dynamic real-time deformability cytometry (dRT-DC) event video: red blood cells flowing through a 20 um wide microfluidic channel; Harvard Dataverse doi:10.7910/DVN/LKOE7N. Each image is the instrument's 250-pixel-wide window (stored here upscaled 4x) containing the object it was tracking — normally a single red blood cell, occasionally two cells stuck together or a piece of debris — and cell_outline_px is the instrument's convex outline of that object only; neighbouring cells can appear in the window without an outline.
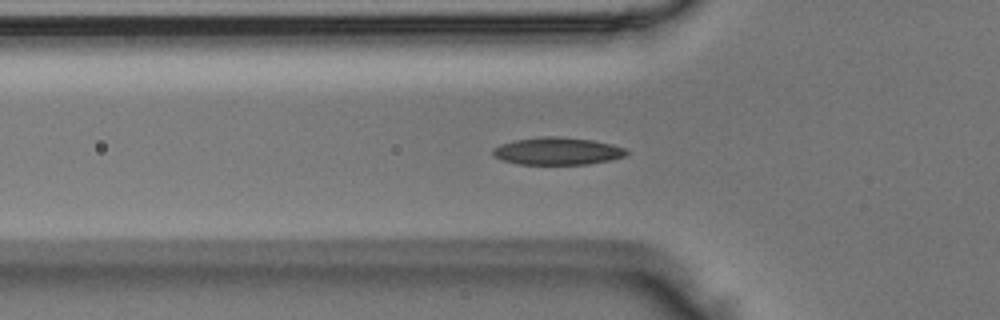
{"species": "Egyptian fruit bat (a non-hibernating species)", "species_latin": "Rousettus aegyptiacus", "temperature_condition": "room temperature", "stored_images_in_passage": 42, "camera_frame_rate_fps": 3000, "um_per_image_px": 0.085, "animal": {"sex": "male"}, "frame": {"image": 1, "passage_image": 7, "time_ms": 2.0, "image_size_px": [1000, 320], "cell_outline_px": [[628, 156], [612, 160], [588, 164], [520, 164], [500, 160], [492, 156], [492, 148], [500, 144], [516, 140], [540, 136], [556, 136], [592, 140], [612, 144], [624, 148], [628, 152]], "centroid_in_image_um": [47.37, 12.85], "position_along_channel_um": 78.4, "area_um2": 21.56}}
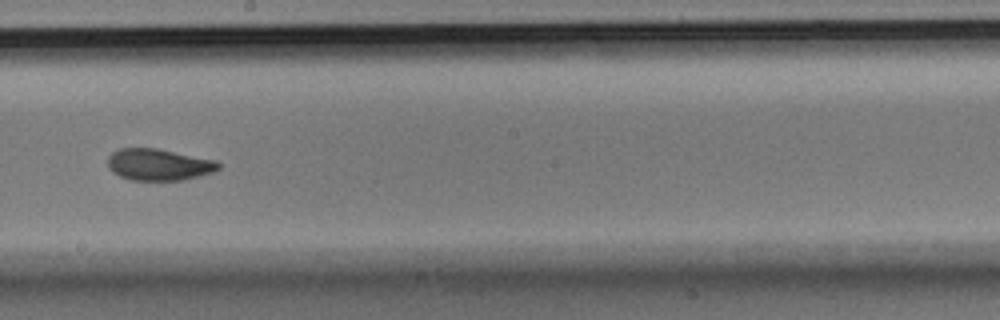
{"frame": {"image": 2, "passage_image": 19, "time_ms": 6.0, "image_size_px": [1000, 320], "cell_outline_px": [[220, 168], [212, 172], [180, 180], [132, 180], [120, 176], [112, 172], [108, 168], [108, 156], [112, 152], [120, 148], [156, 148], [216, 160], [220, 164]], "centroid_in_image_um": [13.46, 13.98], "position_along_channel_um": 234.7, "area_um2": 20.29}}
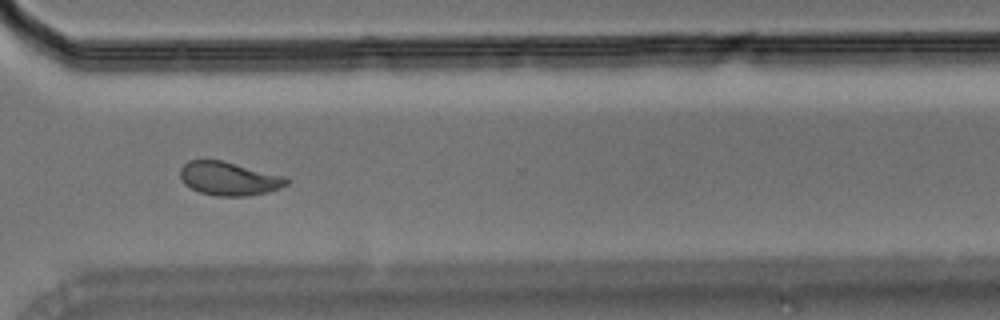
{"frame": {"image": 3, "passage_image": 28, "time_ms": 9.0, "image_size_px": [1000, 320], "cell_outline_px": [[288, 184], [280, 188], [268, 192], [248, 196], [216, 196], [200, 192], [184, 184], [180, 176], [180, 168], [188, 160], [220, 160], [284, 176], [288, 180]], "centroid_in_image_um": [19.44, 15.19], "position_along_channel_um": 351.2, "area_um2": 20.63}}